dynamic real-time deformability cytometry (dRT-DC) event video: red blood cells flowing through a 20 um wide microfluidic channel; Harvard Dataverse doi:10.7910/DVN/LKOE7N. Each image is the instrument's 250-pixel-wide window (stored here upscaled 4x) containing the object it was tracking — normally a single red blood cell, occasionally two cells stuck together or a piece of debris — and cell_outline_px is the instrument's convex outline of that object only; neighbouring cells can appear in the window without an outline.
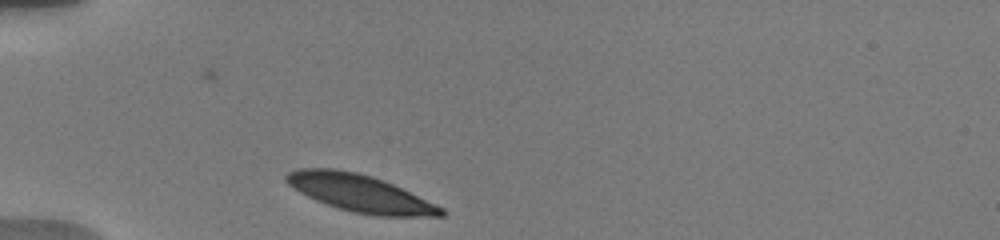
{"species": "human", "species_latin": "Homo sapiens", "temperature_condition": "warm", "stored_images_in_passage": 28, "camera_frame_rate_fps": 3000, "um_per_image_px": 0.085, "donor": {"sex": "male"}, "frame": {"image": 1, "passage_image": 1, "time_ms": 0.0, "image_size_px": [1000, 240], "cell_outline_px": [[448, 212], [444, 216], [376, 216], [352, 212], [316, 200], [300, 192], [288, 184], [284, 180], [284, 176], [288, 172], [296, 168], [336, 168], [356, 172], [372, 176], [384, 180], [436, 204], [444, 208]], "centroid_in_image_um": [30.61, 16.41], "position_along_channel_um": 54.4, "area_um2": 33.58}}
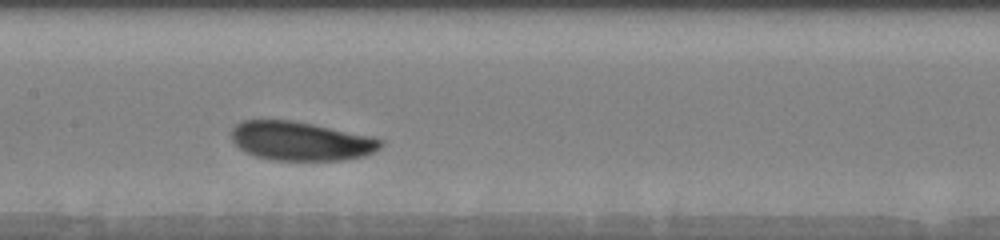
{"frame": {"image": 2, "passage_image": 11, "time_ms": 4.0, "image_size_px": [1000, 240], "cell_outline_px": [[384, 144], [380, 148], [364, 156], [344, 160], [272, 160], [256, 156], [244, 152], [232, 140], [232, 128], [236, 124], [244, 120], [292, 120], [312, 124], [368, 136], [384, 140]], "centroid_in_image_um": [25.55, 12.0], "position_along_channel_um": 181.9, "area_um2": 33.64}}
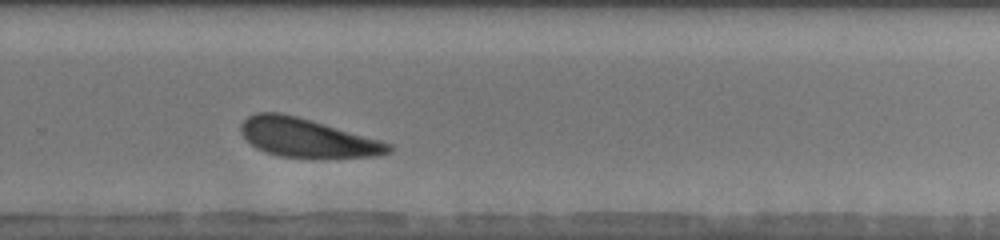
{"frame": {"image": 3, "passage_image": 20, "time_ms": 7.333, "image_size_px": [1000, 240], "cell_outline_px": [[392, 152], [380, 156], [280, 156], [256, 148], [240, 132], [240, 124], [248, 116], [256, 112], [280, 112], [296, 116], [380, 140], [392, 144]], "centroid_in_image_um": [26.08, 11.69], "position_along_channel_um": 303.7, "area_um2": 32.48}, "authors_computed_cell_mechanics": {"area_um2": 34.391, "velocity_mm_per_s": 3.6655, "shape_relaxation_time_tau1_ms": 1.4868, "shape_relaxation_time_tau2_ms": null, "deformation_change_tau1": 0.1053, "deformation_change_tau2": null}}